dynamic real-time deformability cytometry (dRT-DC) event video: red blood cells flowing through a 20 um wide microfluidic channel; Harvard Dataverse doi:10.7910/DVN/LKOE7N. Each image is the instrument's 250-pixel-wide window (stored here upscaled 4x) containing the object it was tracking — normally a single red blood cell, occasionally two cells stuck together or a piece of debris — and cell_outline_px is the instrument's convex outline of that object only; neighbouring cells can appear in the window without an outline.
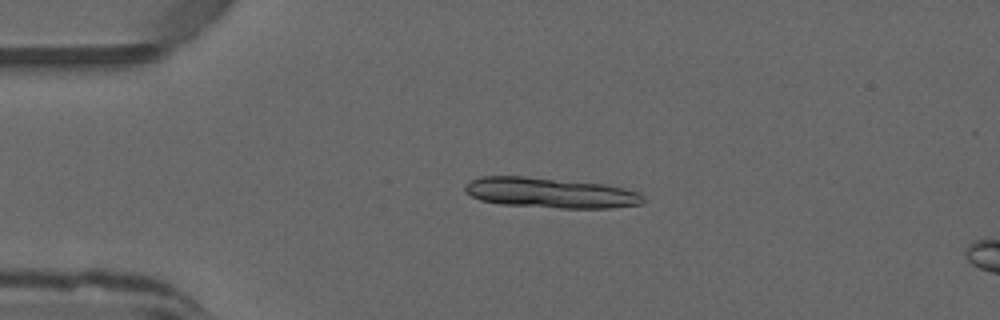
{"species": "common noctule bat (a hibernating species)", "species_latin": "Nyctalus noctula", "temperature_condition": "warm", "stored_images_in_passage": 14, "camera_frame_rate_fps": 3000, "um_per_image_px": 0.085, "animal": {"sex": "male", "forearm_length_mm": 52.5}, "frame": {"image": 1, "passage_image": 10, "time_ms": 3.0, "image_size_px": [1000, 320], "cell_outline_px": [[644, 200], [640, 204], [612, 208], [560, 208], [500, 204], [480, 200], [472, 196], [464, 188], [464, 184], [480, 176], [524, 176], [604, 184], [624, 188], [636, 192], [644, 196]], "centroid_in_image_um": [46.76, 16.39], "position_along_channel_um": 38.2, "area_um2": 31.33}}